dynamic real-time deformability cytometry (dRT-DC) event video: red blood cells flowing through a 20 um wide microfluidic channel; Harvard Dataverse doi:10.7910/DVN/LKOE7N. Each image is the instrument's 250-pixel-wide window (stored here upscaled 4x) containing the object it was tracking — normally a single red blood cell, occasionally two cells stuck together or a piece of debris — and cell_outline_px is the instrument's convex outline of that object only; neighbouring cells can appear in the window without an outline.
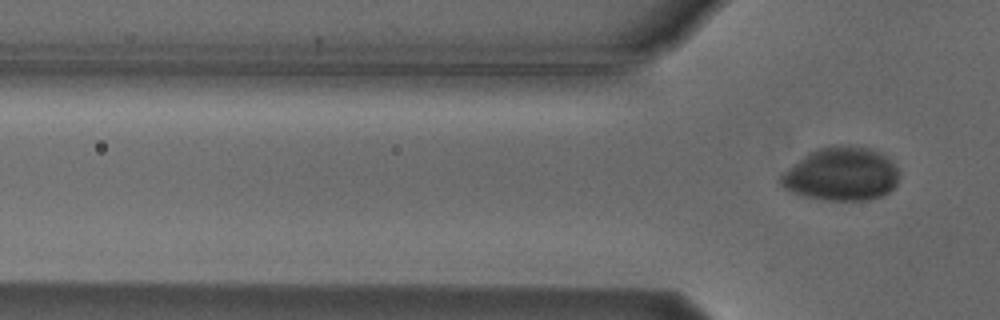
{"species": "Egyptian fruit bat (a non-hibernating species)", "species_latin": "Rousettus aegyptiacus", "temperature_condition": "cold", "stored_images_in_passage": 5, "segment_of_instrument_passage": [2, 2], "camera_frame_rate_fps": 3000, "um_per_image_px": 0.085, "animal": {"sex": "male"}, "frame": {"image": 1, "passage_image": 5, "time_ms": 4.667, "image_size_px": [1000, 320], "cell_outline_px": [[900, 176], [896, 184], [884, 196], [868, 200], [824, 200], [804, 196], [792, 192], [784, 188], [780, 184], [780, 176], [784, 172], [808, 152], [816, 148], [832, 144], [848, 144], [872, 148], [880, 152], [896, 168]], "centroid_in_image_um": [71.51, 14.78], "position_along_channel_um": 54.3, "area_um2": 37.17}}